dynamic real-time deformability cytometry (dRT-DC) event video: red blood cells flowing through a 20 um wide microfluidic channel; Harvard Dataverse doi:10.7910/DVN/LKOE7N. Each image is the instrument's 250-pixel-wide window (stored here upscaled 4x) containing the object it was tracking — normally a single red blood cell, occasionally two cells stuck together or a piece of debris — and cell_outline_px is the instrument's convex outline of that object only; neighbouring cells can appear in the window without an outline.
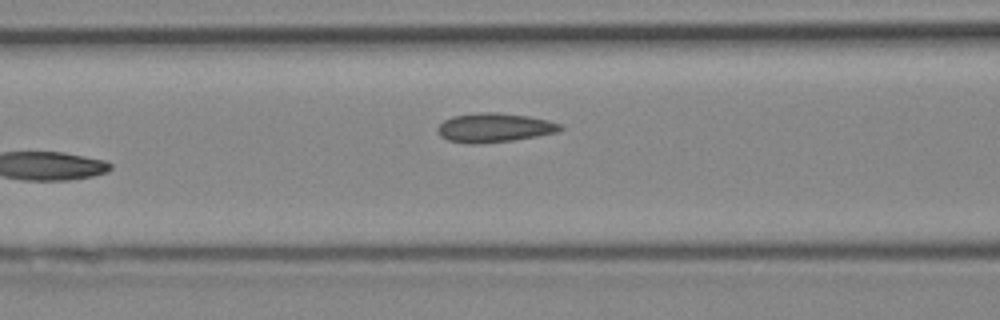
{"species": "Egyptian fruit bat (a non-hibernating species)", "species_latin": "Rousettus aegyptiacus", "temperature_condition": "cold", "stored_images_in_passage": 7, "camera_frame_rate_fps": 3000, "um_per_image_px": 0.085, "animal": {"sex": "female"}, "frame": {"image": 1, "passage_image": 7, "time_ms": 2.0, "image_size_px": [1000, 320], "cell_outline_px": [[564, 128], [556, 132], [536, 136], [512, 140], [476, 144], [468, 144], [448, 140], [440, 136], [436, 132], [436, 128], [444, 120], [452, 116], [476, 112], [496, 112], [528, 116], [548, 120], [564, 124]], "centroid_in_image_um": [41.99, 10.84], "position_along_channel_um": 124.6, "area_um2": 20.98}}